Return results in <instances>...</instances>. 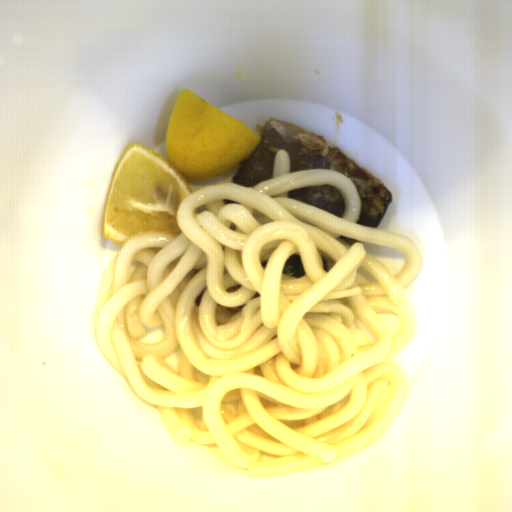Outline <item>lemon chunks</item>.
<instances>
[{"label": "lemon chunks", "mask_w": 512, "mask_h": 512, "mask_svg": "<svg viewBox=\"0 0 512 512\" xmlns=\"http://www.w3.org/2000/svg\"><path fill=\"white\" fill-rule=\"evenodd\" d=\"M262 140L227 113L181 90L165 132V157L133 143L122 151L104 203L103 237L123 248L142 230L181 234L177 210L192 195L191 186L228 176Z\"/></svg>", "instance_id": "obj_1"}]
</instances>
